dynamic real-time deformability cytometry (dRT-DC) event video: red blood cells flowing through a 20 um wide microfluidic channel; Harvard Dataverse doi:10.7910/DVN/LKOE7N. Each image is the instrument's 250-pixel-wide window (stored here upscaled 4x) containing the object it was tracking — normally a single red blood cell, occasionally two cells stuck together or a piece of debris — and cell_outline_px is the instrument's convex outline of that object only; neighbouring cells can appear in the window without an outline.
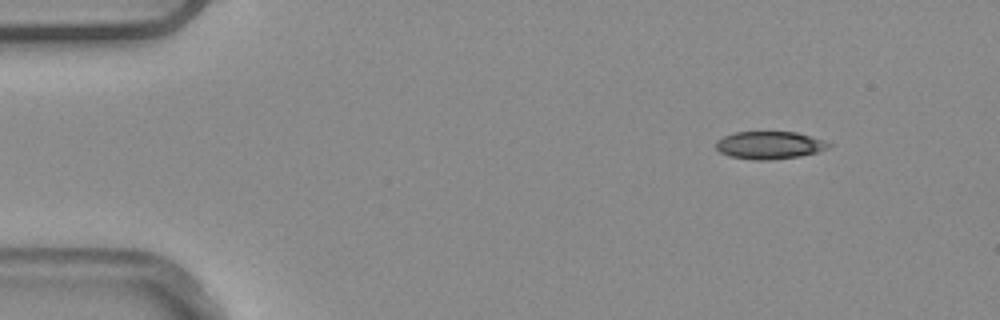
{"species": "common noctule bat (a hibernating species)", "species_latin": "Nyctalus noctula", "temperature_condition": "warm", "stored_images_in_passage": 6, "segment_of_instrument_passage": [2, 2], "camera_frame_rate_fps": 3000, "um_per_image_px": 0.085, "animal": {"sex": "male", "body_mass_g": 20.4}, "frame": {"image": 1, "passage_image": 6, "time_ms": 1.667, "image_size_px": [1000, 320], "cell_outline_px": [[832, 144], [828, 148], [816, 152], [800, 156], [768, 160], [756, 160], [728, 156], [720, 152], [716, 148], [716, 140], [724, 136], [736, 132], [796, 132], [824, 140]], "centroid_in_image_um": [65.39, 12.34], "position_along_channel_um": 19.6, "area_um2": 18.09}}